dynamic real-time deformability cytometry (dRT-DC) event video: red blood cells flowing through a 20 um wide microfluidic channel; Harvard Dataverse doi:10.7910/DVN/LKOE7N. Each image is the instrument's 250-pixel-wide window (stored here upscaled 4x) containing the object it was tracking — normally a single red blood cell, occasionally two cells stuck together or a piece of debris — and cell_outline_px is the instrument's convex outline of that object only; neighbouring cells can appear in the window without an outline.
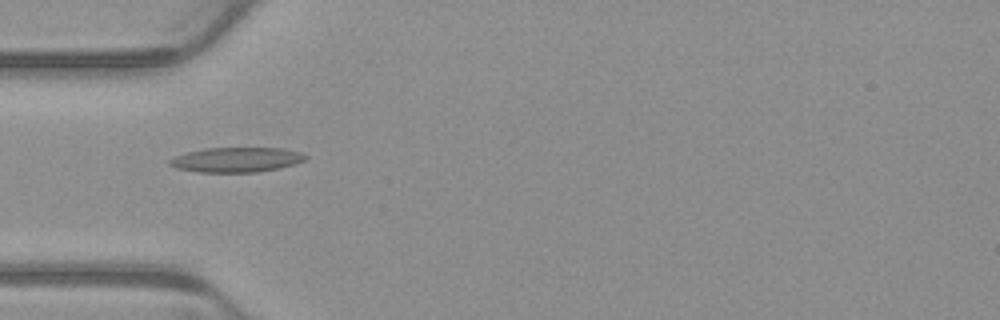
{"species": "common noctule bat (a hibernating species)", "species_latin": "Nyctalus noctula", "temperature_condition": "warm", "stored_images_in_passage": 7, "camera_frame_rate_fps": 3000, "um_per_image_px": 0.085, "animal": {"sex": "male", "body_mass_g": 23.1, "forearm_length_mm": 52.7}, "frame": {"image": 1, "passage_image": 4, "time_ms": 1.0, "image_size_px": [1000, 320], "cell_outline_px": [[308, 156], [304, 160], [280, 168], [256, 172], [200, 172], [176, 168], [168, 164], [168, 160], [176, 156], [188, 152], [204, 148], [284, 148], [300, 152]], "centroid_in_image_um": [20.09, 13.57], "position_along_channel_um": 64.9, "area_um2": 19.54}}
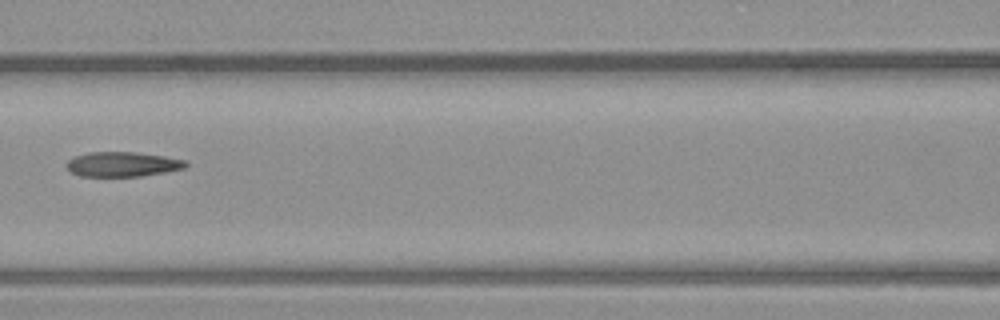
{"frame": {"image": 2, "passage_image": 6, "time_ms": 1.667, "image_size_px": [1000, 320], "cell_outline_px": [[188, 164], [184, 168], [164, 172], [140, 176], [80, 176], [72, 172], [64, 164], [68, 160], [76, 156], [88, 152], [136, 152], [164, 156], [184, 160]], "centroid_in_image_um": [10.39, 13.95], "position_along_channel_um": 156.2, "area_um2": 17.05}}
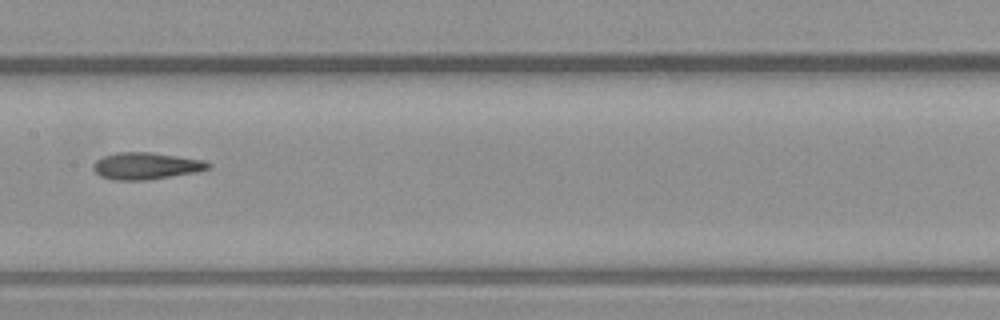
{"frame": {"image": 3, "passage_image": 7, "time_ms": 2.0, "image_size_px": [1000, 320], "cell_outline_px": [[212, 164], [208, 168], [196, 172], [148, 180], [112, 180], [100, 176], [92, 168], [92, 164], [96, 160], [104, 156], [116, 152], [148, 152], [204, 160]], "centroid_in_image_um": [12.37, 14.11], "position_along_channel_um": 195.0, "area_um2": 17.98}}